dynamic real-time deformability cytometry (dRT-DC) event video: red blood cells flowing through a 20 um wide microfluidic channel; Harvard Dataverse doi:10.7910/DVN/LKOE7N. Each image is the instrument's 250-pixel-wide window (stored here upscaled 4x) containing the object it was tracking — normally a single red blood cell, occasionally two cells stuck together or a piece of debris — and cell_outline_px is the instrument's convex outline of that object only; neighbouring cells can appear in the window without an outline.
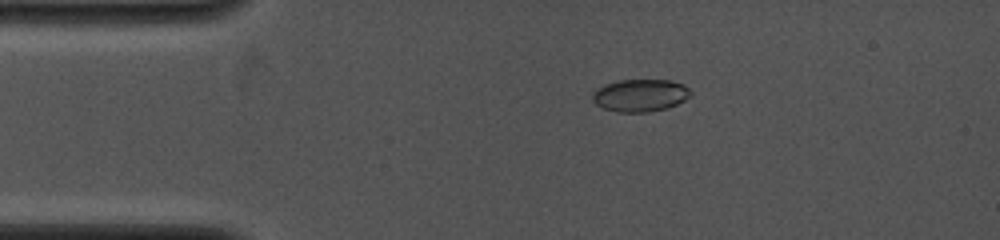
{"species": "common noctule bat (a hibernating species)", "species_latin": "Nyctalus noctula", "temperature_condition": "cold", "stored_images_in_passage": 29, "camera_frame_rate_fps": 4000, "um_per_image_px": 0.085, "animal": {"sex": "female", "body_mass_g": 19.0, "forearm_length_mm": 53.3}, "frame": {"image": 1, "passage_image": 6, "time_ms": 2.5, "image_size_px": [1000, 240], "cell_outline_px": [[692, 92], [684, 100], [676, 104], [664, 108], [648, 112], [616, 112], [604, 108], [596, 104], [592, 100], [592, 92], [596, 88], [604, 84], [620, 80], [672, 80], [684, 84]], "centroid_in_image_um": [54.38, 8.09], "position_along_channel_um": 30.6, "area_um2": 18.55}}
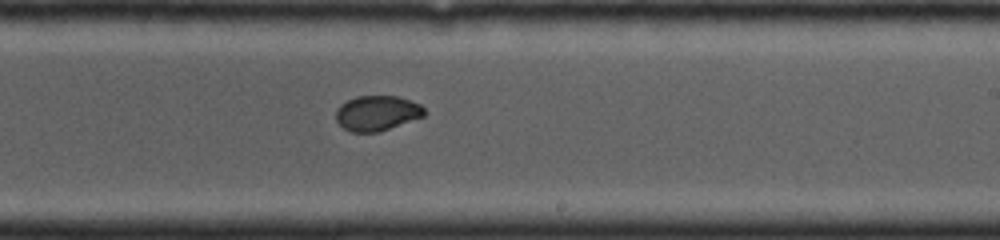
{"frame": {"image": 2, "passage_image": 18, "time_ms": 8.75, "image_size_px": [1000, 240], "cell_outline_px": [[424, 116], [376, 132], [352, 132], [344, 128], [336, 120], [336, 108], [340, 104], [356, 96], [400, 96], [420, 104], [424, 108]], "centroid_in_image_um": [32.02, 9.6], "position_along_channel_um": 257.0, "area_um2": 17.92}}
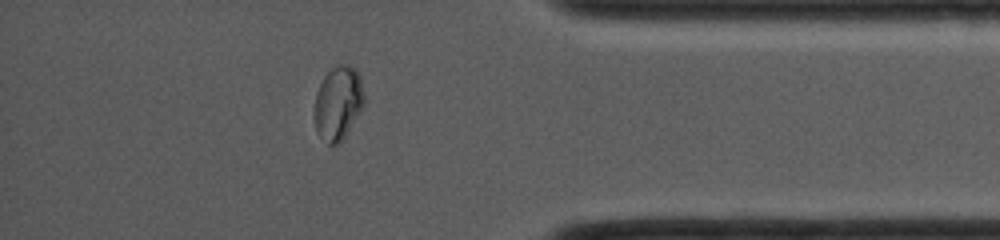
{"frame": {"image": 3, "passage_image": 26, "time_ms": 12.5, "image_size_px": [1000, 240], "cell_outline_px": [[364, 104], [340, 144], [336, 148], [328, 144], [316, 132], [316, 92], [324, 76], [332, 68], [340, 64], [348, 64], [356, 68], [360, 76], [364, 96]], "centroid_in_image_um": [28.76, 8.77], "position_along_channel_um": 406.4, "area_um2": 21.21}}